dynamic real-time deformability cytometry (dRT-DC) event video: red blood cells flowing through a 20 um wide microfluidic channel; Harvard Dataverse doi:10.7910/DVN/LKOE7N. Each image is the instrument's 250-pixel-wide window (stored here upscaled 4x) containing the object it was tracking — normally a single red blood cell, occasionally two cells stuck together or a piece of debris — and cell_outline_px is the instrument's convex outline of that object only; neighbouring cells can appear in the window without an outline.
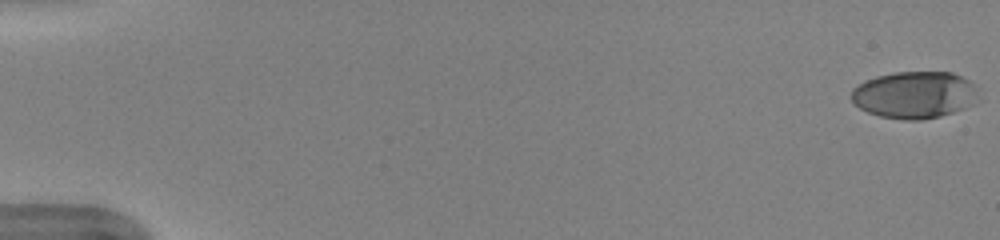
{"species": "human", "species_latin": "Homo sapiens", "temperature_condition": "warm", "stored_images_in_passage": 52, "camera_frame_rate_fps": 3000, "um_per_image_px": 0.085, "donor": {"sex": "female"}, "frame": {"image": 1, "passage_image": 1, "time_ms": 0.0, "image_size_px": [1000, 240], "cell_outline_px": [[984, 100], [976, 104], [940, 116], [920, 120], [904, 120], [880, 116], [868, 112], [860, 108], [852, 100], [852, 88], [864, 80], [876, 76], [896, 72], [952, 72], [968, 80], [976, 88]], "centroid_in_image_um": [77.79, 8.06], "position_along_channel_um": 7.2, "area_um2": 35.2}}
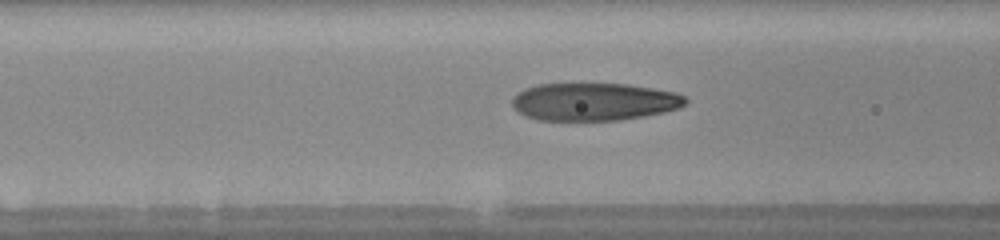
{"frame": {"image": 2, "passage_image": 22, "time_ms": 7.0, "image_size_px": [1000, 240], "cell_outline_px": [[688, 104], [680, 108], [664, 112], [644, 116], [620, 120], [536, 120], [524, 116], [516, 112], [512, 108], [512, 96], [516, 92], [524, 88], [536, 84], [628, 84], [676, 92], [684, 96], [688, 100]], "centroid_in_image_um": [50.46, 8.65], "position_along_channel_um": 116.1, "area_um2": 38.61}}
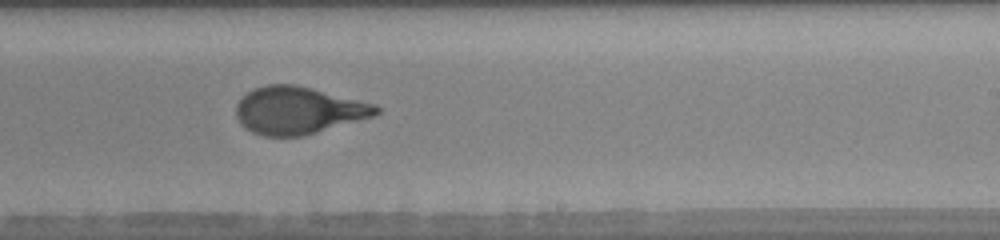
{"frame": {"image": 3, "passage_image": 33, "time_ms": 10.667, "image_size_px": [1000, 240], "cell_outline_px": [[380, 112], [372, 116], [304, 136], [264, 136], [252, 132], [244, 128], [236, 116], [236, 104], [248, 92], [256, 88], [268, 84], [296, 84], [376, 104], [380, 108]], "centroid_in_image_um": [25.34, 9.38], "position_along_channel_um": 263.7, "area_um2": 38.44}, "authors_computed_cell_mechanics": {"area_um2": 38.5526, "velocity_mm_per_s": 4.0172, "shape_relaxation_time_tau1_ms": 3.9674, "shape_relaxation_time_tau2_ms": null, "deformation_change_tau1": 0.2172, "deformation_change_tau2": null}}